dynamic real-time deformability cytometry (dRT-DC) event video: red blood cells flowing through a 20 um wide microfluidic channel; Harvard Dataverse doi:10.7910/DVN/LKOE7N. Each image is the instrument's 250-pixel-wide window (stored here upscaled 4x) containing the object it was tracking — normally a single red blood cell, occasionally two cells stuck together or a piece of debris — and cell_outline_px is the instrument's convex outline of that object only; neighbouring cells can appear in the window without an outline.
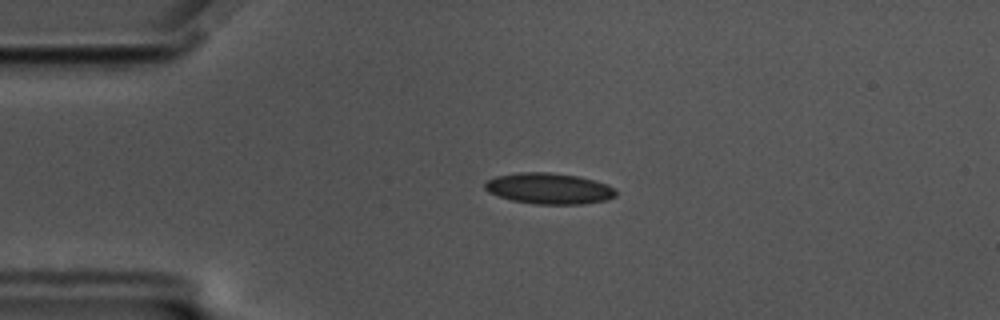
{"species": "common noctule bat (a hibernating species)", "species_latin": "Nyctalus noctula", "temperature_condition": "cold", "stored_images_in_passage": 48, "camera_frame_rate_fps": 3000, "um_per_image_px": 0.085, "animal": {"sex": "male", "body_mass_g": 17.5, "forearm_length_mm": 52.3}, "frame": {"image": 1, "passage_image": 4, "time_ms": 1.0, "image_size_px": [1000, 320], "cell_outline_px": [[616, 196], [608, 200], [584, 204], [536, 204], [512, 200], [488, 192], [484, 188], [484, 184], [488, 180], [496, 176], [520, 172], [552, 172], [580, 176], [596, 180], [608, 184], [616, 188]], "centroid_in_image_um": [46.73, 16.02], "position_along_channel_um": 38.3, "area_um2": 23.93}}
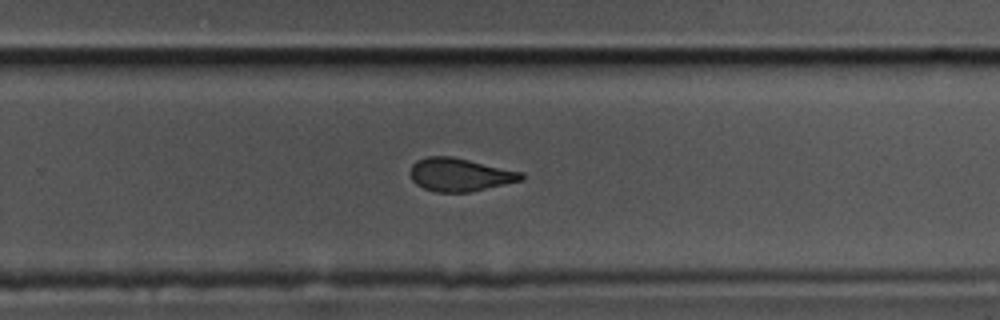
{"frame": {"image": 2, "passage_image": 28, "time_ms": 9.0, "image_size_px": [1000, 320], "cell_outline_px": [[524, 180], [468, 192], [436, 192], [424, 188], [416, 184], [412, 180], [408, 172], [412, 164], [416, 160], [428, 156], [452, 156], [524, 172]], "centroid_in_image_um": [39.07, 14.84], "position_along_channel_um": 290.7, "area_um2": 21.62}}
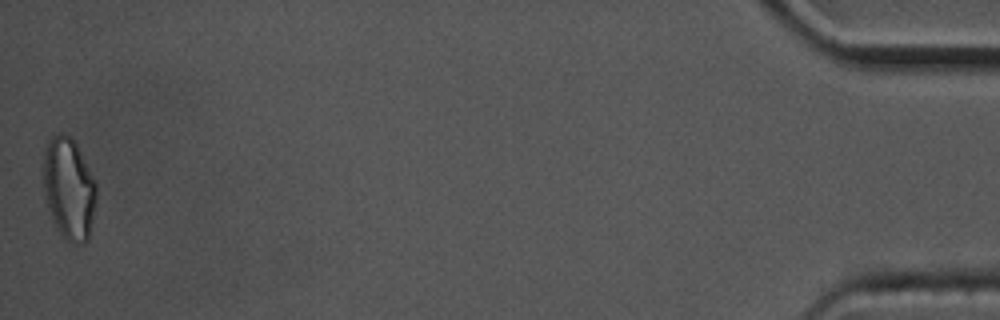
{"frame": {"image": 3, "passage_image": 48, "time_ms": 15.667, "image_size_px": [1000, 320], "cell_outline_px": [[96, 200], [88, 240], [84, 244], [72, 244], [60, 232], [52, 220], [44, 196], [44, 152], [48, 140], [52, 136], [60, 132], [68, 136], [76, 144], [96, 184]], "centroid_in_image_um": [5.85, 16.05], "position_along_channel_um": 429.4, "area_um2": 31.1}, "authors_computed_cell_mechanics": {"area_um2": 22.7443, "velocity_mm_per_s": 3.514, "shape_relaxation_time_tau1_ms": 7.6229, "shape_relaxation_time_tau2_ms": 2.4552, "deformation_change_tau1": 0.1676, "deformation_change_tau2": 0.0667}}